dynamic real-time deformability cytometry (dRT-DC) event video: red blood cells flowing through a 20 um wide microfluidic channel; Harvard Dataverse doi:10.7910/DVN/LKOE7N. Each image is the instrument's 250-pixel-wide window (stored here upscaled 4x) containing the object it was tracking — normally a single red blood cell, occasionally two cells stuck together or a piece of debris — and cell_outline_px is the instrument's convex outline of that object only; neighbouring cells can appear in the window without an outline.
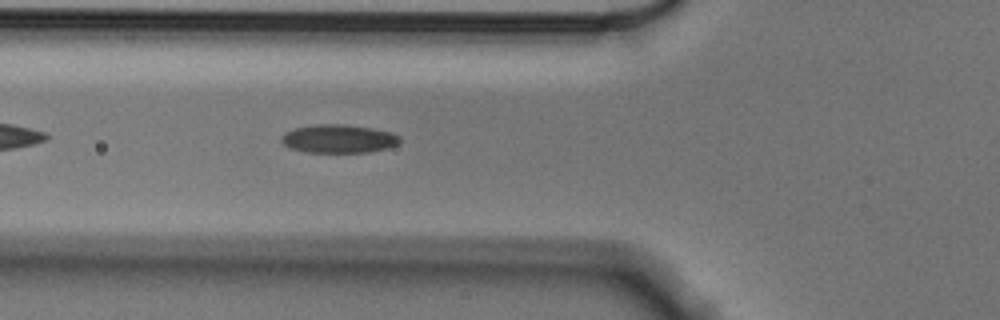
{"species": "Egyptian fruit bat (a non-hibernating species)", "species_latin": "Rousettus aegyptiacus", "temperature_condition": "cold", "stored_images_in_passage": 41, "camera_frame_rate_fps": 3000, "um_per_image_px": 0.085, "animal": {"sex": "male"}, "frame": {"image": 1, "passage_image": 6, "time_ms": 1.667, "image_size_px": [1000, 320], "cell_outline_px": [[400, 144], [388, 148], [368, 152], [304, 152], [288, 148], [280, 140], [280, 136], [284, 132], [296, 128], [316, 124], [344, 124], [372, 128], [392, 132], [400, 136]], "centroid_in_image_um": [28.78, 11.79], "position_along_channel_um": 97.0, "area_um2": 19.83}}
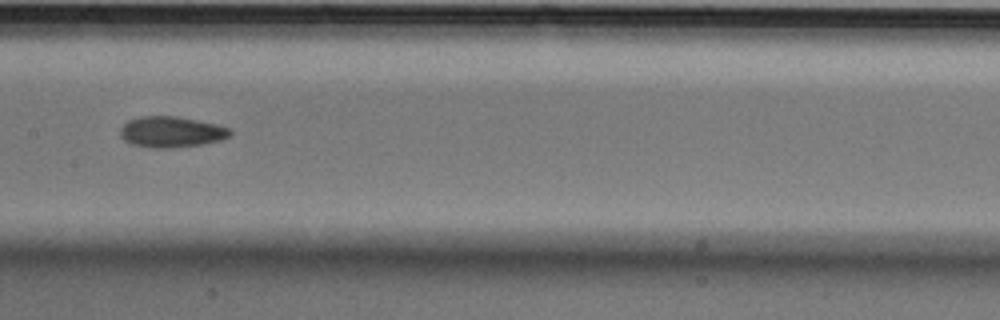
{"frame": {"image": 2, "passage_image": 14, "time_ms": 4.333, "image_size_px": [1000, 320], "cell_outline_px": [[232, 132], [228, 136], [220, 140], [200, 144], [176, 148], [148, 148], [132, 144], [124, 140], [120, 136], [120, 128], [128, 120], [140, 116], [176, 116], [216, 124], [232, 128]], "centroid_in_image_um": [14.54, 11.21], "position_along_channel_um": 192.9, "area_um2": 19.88}}
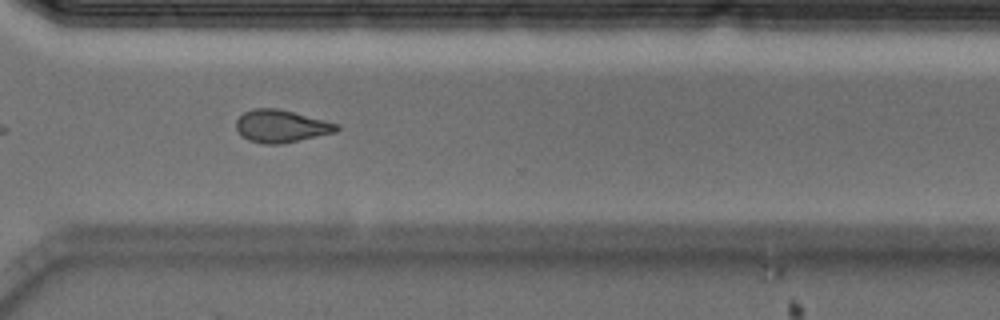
{"frame": {"image": 3, "passage_image": 27, "time_ms": 8.667, "image_size_px": [1000, 320], "cell_outline_px": [[340, 128], [336, 132], [300, 140], [280, 144], [264, 144], [248, 140], [236, 128], [236, 120], [244, 112], [256, 108], [276, 108], [340, 124]], "centroid_in_image_um": [23.91, 10.73], "position_along_channel_um": 346.7, "area_um2": 18.84}}